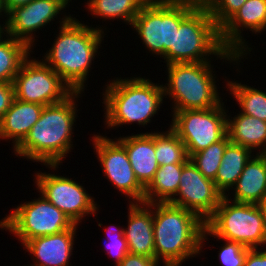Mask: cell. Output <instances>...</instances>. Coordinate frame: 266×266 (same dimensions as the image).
Here are the masks:
<instances>
[{"label":"cell","instance_id":"484cf974","mask_svg":"<svg viewBox=\"0 0 266 266\" xmlns=\"http://www.w3.org/2000/svg\"><path fill=\"white\" fill-rule=\"evenodd\" d=\"M32 52L25 42L5 34L0 39V82L13 83L22 63Z\"/></svg>","mask_w":266,"mask_h":266},{"label":"cell","instance_id":"9c48e42d","mask_svg":"<svg viewBox=\"0 0 266 266\" xmlns=\"http://www.w3.org/2000/svg\"><path fill=\"white\" fill-rule=\"evenodd\" d=\"M39 198L16 205L0 220L1 230L10 232L23 245L36 237L53 235L70 229L74 224L40 193Z\"/></svg>","mask_w":266,"mask_h":266},{"label":"cell","instance_id":"836d02e7","mask_svg":"<svg viewBox=\"0 0 266 266\" xmlns=\"http://www.w3.org/2000/svg\"><path fill=\"white\" fill-rule=\"evenodd\" d=\"M155 258H149L142 255L128 253L126 257L117 266H166L163 262Z\"/></svg>","mask_w":266,"mask_h":266},{"label":"cell","instance_id":"52a82bcc","mask_svg":"<svg viewBox=\"0 0 266 266\" xmlns=\"http://www.w3.org/2000/svg\"><path fill=\"white\" fill-rule=\"evenodd\" d=\"M208 236L217 241L237 242L249 249L266 247V226L259 204L234 202L223 196L214 214L205 222L202 249Z\"/></svg>","mask_w":266,"mask_h":266},{"label":"cell","instance_id":"83f0119b","mask_svg":"<svg viewBox=\"0 0 266 266\" xmlns=\"http://www.w3.org/2000/svg\"><path fill=\"white\" fill-rule=\"evenodd\" d=\"M166 131H155V157L159 166L187 163L190 159L186 146L170 128Z\"/></svg>","mask_w":266,"mask_h":266},{"label":"cell","instance_id":"3957f363","mask_svg":"<svg viewBox=\"0 0 266 266\" xmlns=\"http://www.w3.org/2000/svg\"><path fill=\"white\" fill-rule=\"evenodd\" d=\"M123 78L109 79L103 87L105 128L111 130L134 123L145 127L165 101L163 85L141 75Z\"/></svg>","mask_w":266,"mask_h":266},{"label":"cell","instance_id":"f1b7e54d","mask_svg":"<svg viewBox=\"0 0 266 266\" xmlns=\"http://www.w3.org/2000/svg\"><path fill=\"white\" fill-rule=\"evenodd\" d=\"M229 143L230 140L226 134L220 141L194 153L189 159L206 178L214 180L221 165L224 151Z\"/></svg>","mask_w":266,"mask_h":266},{"label":"cell","instance_id":"e575fe53","mask_svg":"<svg viewBox=\"0 0 266 266\" xmlns=\"http://www.w3.org/2000/svg\"><path fill=\"white\" fill-rule=\"evenodd\" d=\"M244 266H266V247L250 249L247 252Z\"/></svg>","mask_w":266,"mask_h":266},{"label":"cell","instance_id":"4fadbf2b","mask_svg":"<svg viewBox=\"0 0 266 266\" xmlns=\"http://www.w3.org/2000/svg\"><path fill=\"white\" fill-rule=\"evenodd\" d=\"M91 141L105 179L127 197L128 204L144 202L145 188L135 177L125 147L116 138L100 133L94 134Z\"/></svg>","mask_w":266,"mask_h":266},{"label":"cell","instance_id":"4dcf8cb0","mask_svg":"<svg viewBox=\"0 0 266 266\" xmlns=\"http://www.w3.org/2000/svg\"><path fill=\"white\" fill-rule=\"evenodd\" d=\"M222 246L219 247L218 260L222 266H244V261L247 255L249 248L244 247L243 245L219 239Z\"/></svg>","mask_w":266,"mask_h":266},{"label":"cell","instance_id":"f546056e","mask_svg":"<svg viewBox=\"0 0 266 266\" xmlns=\"http://www.w3.org/2000/svg\"><path fill=\"white\" fill-rule=\"evenodd\" d=\"M105 231L108 238V243L106 241V247H104L106 253H108L110 258H115V265L117 266L129 253L128 244L124 236V226L111 225L106 228Z\"/></svg>","mask_w":266,"mask_h":266},{"label":"cell","instance_id":"8992f818","mask_svg":"<svg viewBox=\"0 0 266 266\" xmlns=\"http://www.w3.org/2000/svg\"><path fill=\"white\" fill-rule=\"evenodd\" d=\"M211 62L166 65L167 82L162 85L164 98H170L171 112L210 109L223 101Z\"/></svg>","mask_w":266,"mask_h":266},{"label":"cell","instance_id":"7a4b0ae2","mask_svg":"<svg viewBox=\"0 0 266 266\" xmlns=\"http://www.w3.org/2000/svg\"><path fill=\"white\" fill-rule=\"evenodd\" d=\"M81 91H74L65 100L44 106L38 121L25 139L13 150L14 155L27 161L40 162L57 172L73 147L74 125L78 117Z\"/></svg>","mask_w":266,"mask_h":266},{"label":"cell","instance_id":"5b68a950","mask_svg":"<svg viewBox=\"0 0 266 266\" xmlns=\"http://www.w3.org/2000/svg\"><path fill=\"white\" fill-rule=\"evenodd\" d=\"M223 60L235 67L239 74L242 58L227 50L220 40V29L209 10L193 9L180 23L175 32L174 48L162 57L166 65L173 63H197ZM213 59V60H212ZM238 66V68H237ZM239 69V70H238Z\"/></svg>","mask_w":266,"mask_h":266},{"label":"cell","instance_id":"5bb4252c","mask_svg":"<svg viewBox=\"0 0 266 266\" xmlns=\"http://www.w3.org/2000/svg\"><path fill=\"white\" fill-rule=\"evenodd\" d=\"M70 2L72 0H33L27 5L16 7L8 13L6 34L25 42L34 50L35 41L38 40L35 39L37 31H42L50 22L53 24L54 18L57 19L59 14L75 16L64 12Z\"/></svg>","mask_w":266,"mask_h":266},{"label":"cell","instance_id":"7c38bea8","mask_svg":"<svg viewBox=\"0 0 266 266\" xmlns=\"http://www.w3.org/2000/svg\"><path fill=\"white\" fill-rule=\"evenodd\" d=\"M31 55L22 63L14 78L15 98L43 106L59 103L74 91L42 60Z\"/></svg>","mask_w":266,"mask_h":266},{"label":"cell","instance_id":"d4e9b609","mask_svg":"<svg viewBox=\"0 0 266 266\" xmlns=\"http://www.w3.org/2000/svg\"><path fill=\"white\" fill-rule=\"evenodd\" d=\"M149 0H87L84 6L93 18L122 20L128 26L132 25L135 16Z\"/></svg>","mask_w":266,"mask_h":266},{"label":"cell","instance_id":"cb8c5ba5","mask_svg":"<svg viewBox=\"0 0 266 266\" xmlns=\"http://www.w3.org/2000/svg\"><path fill=\"white\" fill-rule=\"evenodd\" d=\"M185 164L159 166L153 180L145 188L144 203L169 202L178 192L180 177Z\"/></svg>","mask_w":266,"mask_h":266},{"label":"cell","instance_id":"74e56055","mask_svg":"<svg viewBox=\"0 0 266 266\" xmlns=\"http://www.w3.org/2000/svg\"><path fill=\"white\" fill-rule=\"evenodd\" d=\"M6 17V19H5ZM8 13L6 11L4 0H0V18L3 19V21H7ZM2 19H0L2 21Z\"/></svg>","mask_w":266,"mask_h":266},{"label":"cell","instance_id":"e0dca14e","mask_svg":"<svg viewBox=\"0 0 266 266\" xmlns=\"http://www.w3.org/2000/svg\"><path fill=\"white\" fill-rule=\"evenodd\" d=\"M78 226L74 224L68 230L26 241L23 250L32 255L33 263L23 266H72L70 259L76 242V230L80 228Z\"/></svg>","mask_w":266,"mask_h":266},{"label":"cell","instance_id":"2e32d148","mask_svg":"<svg viewBox=\"0 0 266 266\" xmlns=\"http://www.w3.org/2000/svg\"><path fill=\"white\" fill-rule=\"evenodd\" d=\"M245 29L260 36L266 30V0H247L220 28L222 45L242 59H248V55L250 57L254 52L242 34Z\"/></svg>","mask_w":266,"mask_h":266},{"label":"cell","instance_id":"603a6c76","mask_svg":"<svg viewBox=\"0 0 266 266\" xmlns=\"http://www.w3.org/2000/svg\"><path fill=\"white\" fill-rule=\"evenodd\" d=\"M251 149L229 143L224 151L221 165L213 180L216 188L225 196L236 184L245 165L255 155Z\"/></svg>","mask_w":266,"mask_h":266},{"label":"cell","instance_id":"ba28073f","mask_svg":"<svg viewBox=\"0 0 266 266\" xmlns=\"http://www.w3.org/2000/svg\"><path fill=\"white\" fill-rule=\"evenodd\" d=\"M192 10L168 0H149L135 16L130 28L138 34L151 55L162 58L174 48L175 32Z\"/></svg>","mask_w":266,"mask_h":266},{"label":"cell","instance_id":"8fae6325","mask_svg":"<svg viewBox=\"0 0 266 266\" xmlns=\"http://www.w3.org/2000/svg\"><path fill=\"white\" fill-rule=\"evenodd\" d=\"M33 181L37 192L61 210L73 224H82L87 216L98 215L99 204L80 182L60 174L35 171ZM74 179V180H73Z\"/></svg>","mask_w":266,"mask_h":266},{"label":"cell","instance_id":"44dd1931","mask_svg":"<svg viewBox=\"0 0 266 266\" xmlns=\"http://www.w3.org/2000/svg\"><path fill=\"white\" fill-rule=\"evenodd\" d=\"M231 190L234 193L231 191L225 196L234 202L259 204L263 200L266 196V154H255L250 159Z\"/></svg>","mask_w":266,"mask_h":266},{"label":"cell","instance_id":"30bf717a","mask_svg":"<svg viewBox=\"0 0 266 266\" xmlns=\"http://www.w3.org/2000/svg\"><path fill=\"white\" fill-rule=\"evenodd\" d=\"M225 101L210 109L182 110L172 112L168 125L186 146L189 158L227 134Z\"/></svg>","mask_w":266,"mask_h":266},{"label":"cell","instance_id":"1f68e13d","mask_svg":"<svg viewBox=\"0 0 266 266\" xmlns=\"http://www.w3.org/2000/svg\"><path fill=\"white\" fill-rule=\"evenodd\" d=\"M247 0H216L209 10L216 26L220 29Z\"/></svg>","mask_w":266,"mask_h":266},{"label":"cell","instance_id":"7402d4cb","mask_svg":"<svg viewBox=\"0 0 266 266\" xmlns=\"http://www.w3.org/2000/svg\"><path fill=\"white\" fill-rule=\"evenodd\" d=\"M226 130L231 143L249 148L256 154H266V121L240 111L232 117L230 112Z\"/></svg>","mask_w":266,"mask_h":266},{"label":"cell","instance_id":"f35d334b","mask_svg":"<svg viewBox=\"0 0 266 266\" xmlns=\"http://www.w3.org/2000/svg\"><path fill=\"white\" fill-rule=\"evenodd\" d=\"M259 206L262 210L265 226H266V196L263 198V200L259 203Z\"/></svg>","mask_w":266,"mask_h":266},{"label":"cell","instance_id":"ac0fdd59","mask_svg":"<svg viewBox=\"0 0 266 266\" xmlns=\"http://www.w3.org/2000/svg\"><path fill=\"white\" fill-rule=\"evenodd\" d=\"M127 206L128 224L124 236L129 253L155 258L153 203H129Z\"/></svg>","mask_w":266,"mask_h":266},{"label":"cell","instance_id":"8d00e7d4","mask_svg":"<svg viewBox=\"0 0 266 266\" xmlns=\"http://www.w3.org/2000/svg\"><path fill=\"white\" fill-rule=\"evenodd\" d=\"M31 1L33 0H4V5L7 13H9L12 9L27 5Z\"/></svg>","mask_w":266,"mask_h":266},{"label":"cell","instance_id":"ab89813d","mask_svg":"<svg viewBox=\"0 0 266 266\" xmlns=\"http://www.w3.org/2000/svg\"><path fill=\"white\" fill-rule=\"evenodd\" d=\"M0 39L6 34V23L7 21H0ZM3 22V24H2Z\"/></svg>","mask_w":266,"mask_h":266},{"label":"cell","instance_id":"9a60e30c","mask_svg":"<svg viewBox=\"0 0 266 266\" xmlns=\"http://www.w3.org/2000/svg\"><path fill=\"white\" fill-rule=\"evenodd\" d=\"M223 196L214 181L206 178L189 160L183 166L178 192L169 203L192 211L206 222L214 214Z\"/></svg>","mask_w":266,"mask_h":266},{"label":"cell","instance_id":"d6a6232c","mask_svg":"<svg viewBox=\"0 0 266 266\" xmlns=\"http://www.w3.org/2000/svg\"><path fill=\"white\" fill-rule=\"evenodd\" d=\"M14 98L13 83L0 82V121L11 106Z\"/></svg>","mask_w":266,"mask_h":266},{"label":"cell","instance_id":"d590c367","mask_svg":"<svg viewBox=\"0 0 266 266\" xmlns=\"http://www.w3.org/2000/svg\"><path fill=\"white\" fill-rule=\"evenodd\" d=\"M168 1L181 4L193 9H205V10H210L216 2V0H168Z\"/></svg>","mask_w":266,"mask_h":266},{"label":"cell","instance_id":"6da1fadb","mask_svg":"<svg viewBox=\"0 0 266 266\" xmlns=\"http://www.w3.org/2000/svg\"><path fill=\"white\" fill-rule=\"evenodd\" d=\"M62 17H59V32L55 34L57 37L54 36L51 48H48L41 60L73 91L84 92L91 66L97 55H100L98 50L102 48L107 29L103 25L92 27V24L89 26L84 21L81 23L74 16Z\"/></svg>","mask_w":266,"mask_h":266},{"label":"cell","instance_id":"4316f807","mask_svg":"<svg viewBox=\"0 0 266 266\" xmlns=\"http://www.w3.org/2000/svg\"><path fill=\"white\" fill-rule=\"evenodd\" d=\"M226 88L231 96L236 100L239 105L240 112L248 116L259 118L260 120L266 121V91L254 88L255 86H249L242 84L238 80H229L225 76ZM239 82V83H238Z\"/></svg>","mask_w":266,"mask_h":266},{"label":"cell","instance_id":"ffe728a7","mask_svg":"<svg viewBox=\"0 0 266 266\" xmlns=\"http://www.w3.org/2000/svg\"><path fill=\"white\" fill-rule=\"evenodd\" d=\"M43 108L41 104L23 102L14 98L0 121V141L9 140V143L12 141V150H14L38 121Z\"/></svg>","mask_w":266,"mask_h":266},{"label":"cell","instance_id":"d6986e66","mask_svg":"<svg viewBox=\"0 0 266 266\" xmlns=\"http://www.w3.org/2000/svg\"><path fill=\"white\" fill-rule=\"evenodd\" d=\"M116 139L125 147L136 179L146 188L159 168L155 157V131L122 135Z\"/></svg>","mask_w":266,"mask_h":266},{"label":"cell","instance_id":"277c9868","mask_svg":"<svg viewBox=\"0 0 266 266\" xmlns=\"http://www.w3.org/2000/svg\"><path fill=\"white\" fill-rule=\"evenodd\" d=\"M205 222L192 211L169 202L153 203L155 259L166 266H182L202 250Z\"/></svg>","mask_w":266,"mask_h":266}]
</instances>
